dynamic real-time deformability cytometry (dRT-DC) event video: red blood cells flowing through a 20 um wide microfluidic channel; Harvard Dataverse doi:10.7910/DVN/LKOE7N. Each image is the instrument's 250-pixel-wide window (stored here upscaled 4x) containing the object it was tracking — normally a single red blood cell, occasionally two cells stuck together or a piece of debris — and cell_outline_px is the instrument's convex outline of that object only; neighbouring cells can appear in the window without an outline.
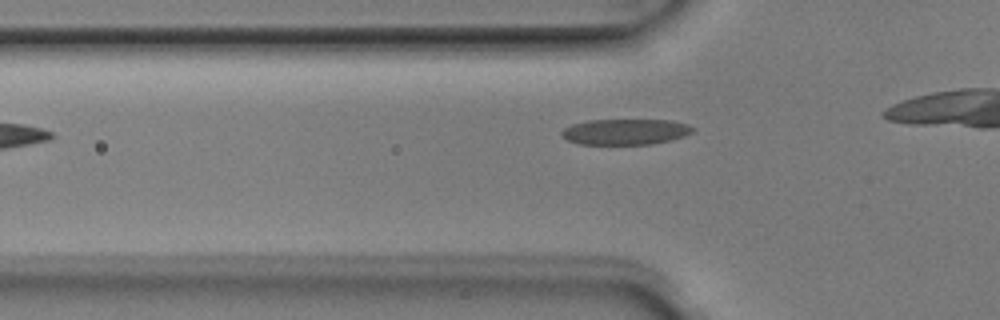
{"species": "Egyptian fruit bat (a non-hibernating species)", "species_latin": "Rousettus aegyptiacus", "temperature_condition": "room temperature", "stored_images_in_passage": 3, "camera_frame_rate_fps": 3000, "um_per_image_px": 0.085, "animal": {"sex": "male"}, "frame": {"image": 1, "passage_image": 3, "time_ms": 0.667, "image_size_px": [1000, 320], "cell_outline_px": [[696, 128], [692, 132], [684, 136], [672, 140], [652, 144], [580, 144], [568, 140], [560, 136], [560, 132], [564, 128], [572, 124], [588, 120], [672, 120], [688, 124]], "centroid_in_image_um": [53.17, 11.2], "position_along_channel_um": 72.6, "area_um2": 19.83}}